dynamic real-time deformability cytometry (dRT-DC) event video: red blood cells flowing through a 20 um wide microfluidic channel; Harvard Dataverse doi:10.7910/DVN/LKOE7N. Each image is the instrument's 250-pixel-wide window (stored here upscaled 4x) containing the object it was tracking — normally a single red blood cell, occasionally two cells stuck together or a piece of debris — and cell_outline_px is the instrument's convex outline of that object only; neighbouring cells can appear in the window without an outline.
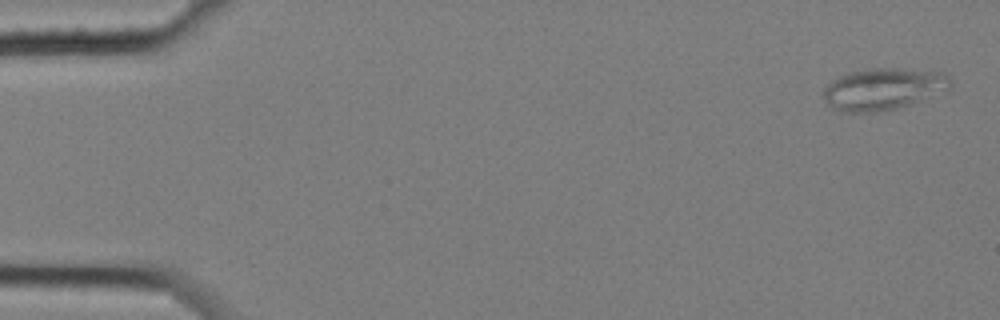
{"species": "common noctule bat (a hibernating species)", "species_latin": "Nyctalus noctula", "temperature_condition": "cold", "stored_images_in_passage": 11, "camera_frame_rate_fps": 3000, "um_per_image_px": 0.085, "animal": {"sex": "female", "body_mass_g": 25.1}, "frame": {"image": 1, "passage_image": 1, "time_ms": 0.0, "image_size_px": [1000, 320], "cell_outline_px": [[952, 84], [948, 88], [908, 104], [896, 108], [872, 112], [848, 112], [836, 108], [828, 104], [824, 100], [824, 88], [832, 80], [848, 72], [868, 68], [904, 68], [944, 72], [952, 80]], "centroid_in_image_um": [75.06, 7.52], "position_along_channel_um": 9.9, "area_um2": 30.46}}
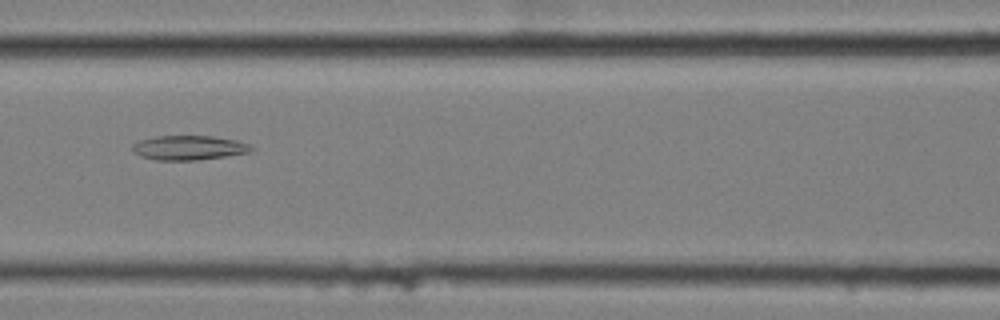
{"frame": {"image": 2, "passage_image": 7, "time_ms": 2.0, "image_size_px": [1000, 320], "cell_outline_px": [[256, 148], [252, 152], [196, 160], [156, 160], [140, 156], [132, 152], [132, 144], [140, 140], [156, 136], [216, 136], [236, 140], [248, 144]], "centroid_in_image_um": [16.06, 12.55], "position_along_channel_um": 150.5, "area_um2": 17.05}}
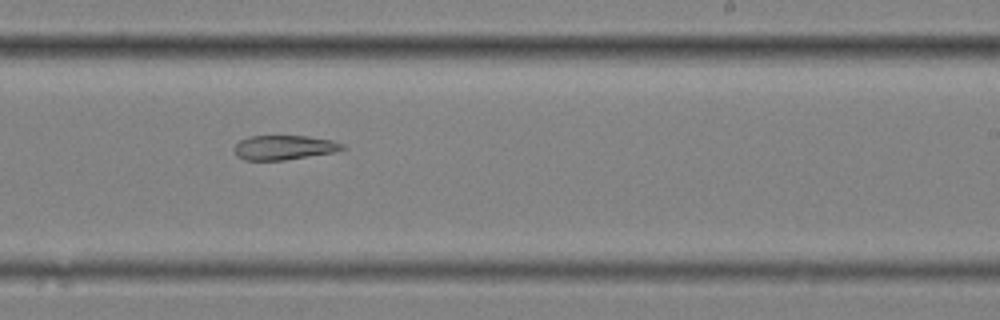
{"frame": {"image": 3, "passage_image": 10, "time_ms": 3.0, "image_size_px": [1000, 320], "cell_outline_px": [[348, 148], [336, 152], [284, 160], [244, 160], [236, 156], [232, 148], [240, 140], [248, 136], [308, 136], [332, 140], [344, 144]], "centroid_in_image_um": [24.15, 12.54], "position_along_channel_um": 264.8, "area_um2": 15.66}}